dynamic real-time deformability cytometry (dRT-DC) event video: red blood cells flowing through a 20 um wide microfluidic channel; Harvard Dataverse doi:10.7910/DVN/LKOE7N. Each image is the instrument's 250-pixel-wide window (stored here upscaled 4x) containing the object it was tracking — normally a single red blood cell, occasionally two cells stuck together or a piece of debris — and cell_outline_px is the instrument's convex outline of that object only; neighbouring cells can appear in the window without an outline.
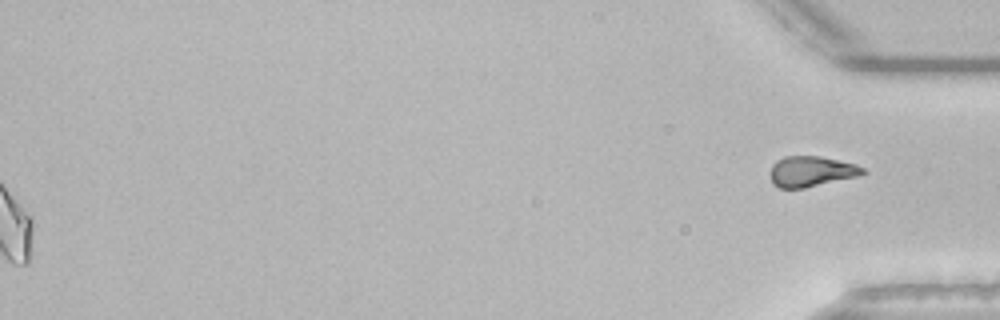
{"species": "common noctule bat (a hibernating species)", "species_latin": "Nyctalus noctula", "temperature_condition": "room temperature", "stored_images_in_passage": 48, "segment_of_instrument_passage": [2, 2], "camera_frame_rate_fps": 3000, "um_per_image_px": 0.085, "animal": {"sex": "male", "body_mass_g": 21.5, "forearm_length_mm": 52.0}, "frame": {"image": 1, "passage_image": 48, "time_ms": 15.667, "image_size_px": [1000, 320], "cell_outline_px": [[868, 172], [856, 176], [804, 188], [780, 188], [772, 184], [768, 172], [772, 164], [776, 160], [784, 156], [820, 156], [856, 164], [864, 168]], "centroid_in_image_um": [68.9, 14.56], "position_along_channel_um": 366.3, "area_um2": 16.59}}